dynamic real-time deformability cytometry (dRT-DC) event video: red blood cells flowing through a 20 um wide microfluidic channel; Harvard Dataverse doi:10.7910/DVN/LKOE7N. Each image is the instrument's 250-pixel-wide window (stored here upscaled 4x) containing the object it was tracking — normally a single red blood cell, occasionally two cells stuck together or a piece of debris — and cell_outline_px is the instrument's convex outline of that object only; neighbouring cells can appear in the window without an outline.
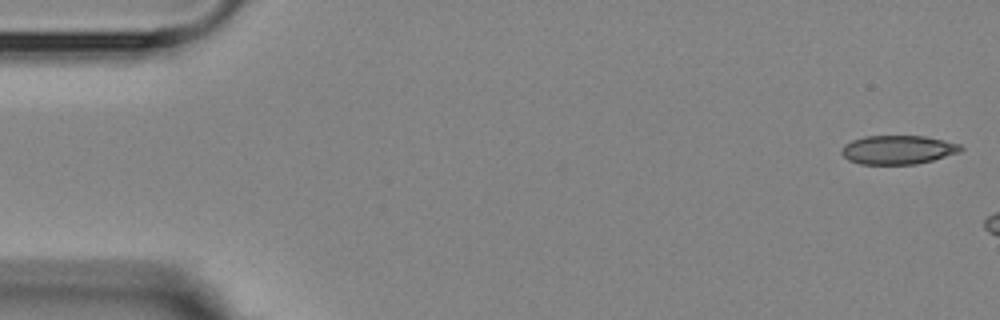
{"species": "Egyptian fruit bat (a non-hibernating species)", "species_latin": "Rousettus aegyptiacus", "temperature_condition": "room temperature", "stored_images_in_passage": 3, "camera_frame_rate_fps": 3000, "um_per_image_px": 0.085, "animal": {"sex": "female"}, "frame": {"image": 1, "passage_image": 1, "time_ms": 0.0, "image_size_px": [1000, 320], "cell_outline_px": [[964, 148], [960, 152], [932, 160], [916, 164], [860, 164], [848, 160], [840, 152], [844, 144], [852, 140], [864, 136], [924, 136], [944, 140], [960, 144]], "centroid_in_image_um": [76.31, 12.73], "position_along_channel_um": 8.7, "area_um2": 20.06}}